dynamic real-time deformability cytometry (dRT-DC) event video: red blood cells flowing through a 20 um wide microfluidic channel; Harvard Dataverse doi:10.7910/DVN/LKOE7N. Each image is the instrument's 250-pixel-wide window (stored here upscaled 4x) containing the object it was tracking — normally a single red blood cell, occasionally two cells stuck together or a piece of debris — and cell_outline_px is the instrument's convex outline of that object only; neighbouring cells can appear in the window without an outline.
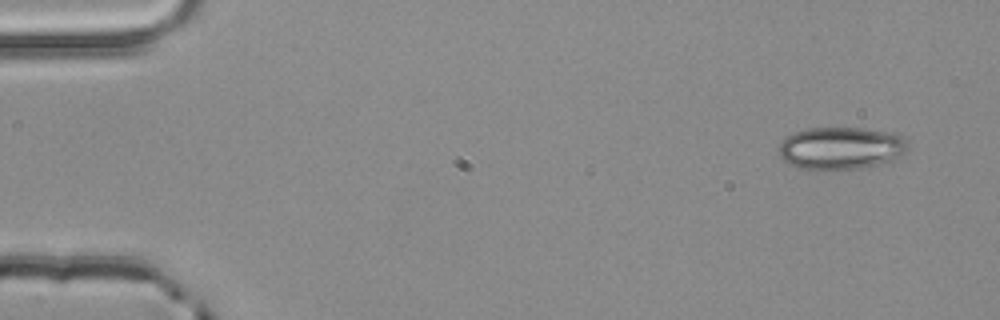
{"species": "common noctule bat (a hibernating species)", "species_latin": "Nyctalus noctula", "temperature_condition": "room temperature", "stored_images_in_passage": 3, "camera_frame_rate_fps": 3000, "um_per_image_px": 0.085, "animal": {"sex": "male", "body_mass_g": 20.4}, "frame": {"image": 1, "passage_image": 1, "time_ms": 0.0, "image_size_px": [1000, 320], "cell_outline_px": [[908, 148], [900, 156], [884, 164], [860, 168], [800, 168], [788, 164], [780, 156], [780, 144], [784, 136], [792, 132], [808, 128], [864, 128], [884, 132], [900, 136], [908, 140]], "centroid_in_image_um": [71.47, 12.58], "position_along_channel_um": 13.5, "area_um2": 31.67}}